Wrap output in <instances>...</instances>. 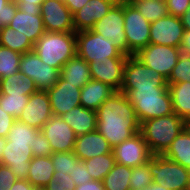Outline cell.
Listing matches in <instances>:
<instances>
[{
    "label": "cell",
    "mask_w": 190,
    "mask_h": 190,
    "mask_svg": "<svg viewBox=\"0 0 190 190\" xmlns=\"http://www.w3.org/2000/svg\"><path fill=\"white\" fill-rule=\"evenodd\" d=\"M97 131L112 148L140 132V122L126 94L115 91L96 111Z\"/></svg>",
    "instance_id": "cell-1"
},
{
    "label": "cell",
    "mask_w": 190,
    "mask_h": 190,
    "mask_svg": "<svg viewBox=\"0 0 190 190\" xmlns=\"http://www.w3.org/2000/svg\"><path fill=\"white\" fill-rule=\"evenodd\" d=\"M135 109L140 124L148 119L174 113L168 87L120 90Z\"/></svg>",
    "instance_id": "cell-2"
},
{
    "label": "cell",
    "mask_w": 190,
    "mask_h": 190,
    "mask_svg": "<svg viewBox=\"0 0 190 190\" xmlns=\"http://www.w3.org/2000/svg\"><path fill=\"white\" fill-rule=\"evenodd\" d=\"M186 122L177 114L148 119L140 124V133L152 155H163L173 140L184 130Z\"/></svg>",
    "instance_id": "cell-3"
},
{
    "label": "cell",
    "mask_w": 190,
    "mask_h": 190,
    "mask_svg": "<svg viewBox=\"0 0 190 190\" xmlns=\"http://www.w3.org/2000/svg\"><path fill=\"white\" fill-rule=\"evenodd\" d=\"M76 49V32H45L33 46V51L45 64L59 71L77 55Z\"/></svg>",
    "instance_id": "cell-4"
},
{
    "label": "cell",
    "mask_w": 190,
    "mask_h": 190,
    "mask_svg": "<svg viewBox=\"0 0 190 190\" xmlns=\"http://www.w3.org/2000/svg\"><path fill=\"white\" fill-rule=\"evenodd\" d=\"M190 170L165 158L163 155H152L150 173L153 183L168 190H187Z\"/></svg>",
    "instance_id": "cell-5"
},
{
    "label": "cell",
    "mask_w": 190,
    "mask_h": 190,
    "mask_svg": "<svg viewBox=\"0 0 190 190\" xmlns=\"http://www.w3.org/2000/svg\"><path fill=\"white\" fill-rule=\"evenodd\" d=\"M76 48L77 56L87 63H91L95 59L102 60L106 57H128L114 46L112 39H107L92 30L76 33Z\"/></svg>",
    "instance_id": "cell-6"
},
{
    "label": "cell",
    "mask_w": 190,
    "mask_h": 190,
    "mask_svg": "<svg viewBox=\"0 0 190 190\" xmlns=\"http://www.w3.org/2000/svg\"><path fill=\"white\" fill-rule=\"evenodd\" d=\"M151 23L132 3L124 1V31L127 40V56L136 54L149 44Z\"/></svg>",
    "instance_id": "cell-7"
},
{
    "label": "cell",
    "mask_w": 190,
    "mask_h": 190,
    "mask_svg": "<svg viewBox=\"0 0 190 190\" xmlns=\"http://www.w3.org/2000/svg\"><path fill=\"white\" fill-rule=\"evenodd\" d=\"M168 87L167 79L143 64L134 55L128 56L123 75L121 90Z\"/></svg>",
    "instance_id": "cell-8"
},
{
    "label": "cell",
    "mask_w": 190,
    "mask_h": 190,
    "mask_svg": "<svg viewBox=\"0 0 190 190\" xmlns=\"http://www.w3.org/2000/svg\"><path fill=\"white\" fill-rule=\"evenodd\" d=\"M180 54V48L149 43L134 54V56L143 64L153 69L155 73L161 74L168 79Z\"/></svg>",
    "instance_id": "cell-9"
},
{
    "label": "cell",
    "mask_w": 190,
    "mask_h": 190,
    "mask_svg": "<svg viewBox=\"0 0 190 190\" xmlns=\"http://www.w3.org/2000/svg\"><path fill=\"white\" fill-rule=\"evenodd\" d=\"M19 70L21 74L33 79L36 88L41 91H47L60 77V71L45 64L33 50L22 54Z\"/></svg>",
    "instance_id": "cell-10"
},
{
    "label": "cell",
    "mask_w": 190,
    "mask_h": 190,
    "mask_svg": "<svg viewBox=\"0 0 190 190\" xmlns=\"http://www.w3.org/2000/svg\"><path fill=\"white\" fill-rule=\"evenodd\" d=\"M107 39H112L114 46L127 56V40L124 31V1L116 3L111 10L91 29Z\"/></svg>",
    "instance_id": "cell-11"
},
{
    "label": "cell",
    "mask_w": 190,
    "mask_h": 190,
    "mask_svg": "<svg viewBox=\"0 0 190 190\" xmlns=\"http://www.w3.org/2000/svg\"><path fill=\"white\" fill-rule=\"evenodd\" d=\"M112 153L116 163L132 168L147 163L152 157L147 142L140 132L114 146Z\"/></svg>",
    "instance_id": "cell-12"
},
{
    "label": "cell",
    "mask_w": 190,
    "mask_h": 190,
    "mask_svg": "<svg viewBox=\"0 0 190 190\" xmlns=\"http://www.w3.org/2000/svg\"><path fill=\"white\" fill-rule=\"evenodd\" d=\"M184 31L181 18L168 14L151 23L149 43L179 48Z\"/></svg>",
    "instance_id": "cell-13"
},
{
    "label": "cell",
    "mask_w": 190,
    "mask_h": 190,
    "mask_svg": "<svg viewBox=\"0 0 190 190\" xmlns=\"http://www.w3.org/2000/svg\"><path fill=\"white\" fill-rule=\"evenodd\" d=\"M128 57H111L93 60L88 63L91 79L109 85L115 91H120L123 84L124 66Z\"/></svg>",
    "instance_id": "cell-14"
},
{
    "label": "cell",
    "mask_w": 190,
    "mask_h": 190,
    "mask_svg": "<svg viewBox=\"0 0 190 190\" xmlns=\"http://www.w3.org/2000/svg\"><path fill=\"white\" fill-rule=\"evenodd\" d=\"M41 16L46 32H75L73 14L61 1L44 0Z\"/></svg>",
    "instance_id": "cell-15"
},
{
    "label": "cell",
    "mask_w": 190,
    "mask_h": 190,
    "mask_svg": "<svg viewBox=\"0 0 190 190\" xmlns=\"http://www.w3.org/2000/svg\"><path fill=\"white\" fill-rule=\"evenodd\" d=\"M41 131L48 140L52 153L73 152L76 135L60 116L52 115Z\"/></svg>",
    "instance_id": "cell-16"
},
{
    "label": "cell",
    "mask_w": 190,
    "mask_h": 190,
    "mask_svg": "<svg viewBox=\"0 0 190 190\" xmlns=\"http://www.w3.org/2000/svg\"><path fill=\"white\" fill-rule=\"evenodd\" d=\"M52 113L61 116L72 108L81 105V88L59 77L56 84L47 90Z\"/></svg>",
    "instance_id": "cell-17"
},
{
    "label": "cell",
    "mask_w": 190,
    "mask_h": 190,
    "mask_svg": "<svg viewBox=\"0 0 190 190\" xmlns=\"http://www.w3.org/2000/svg\"><path fill=\"white\" fill-rule=\"evenodd\" d=\"M52 115L50 98L47 91L38 90L30 95L27 105L23 108L17 120L41 130Z\"/></svg>",
    "instance_id": "cell-18"
},
{
    "label": "cell",
    "mask_w": 190,
    "mask_h": 190,
    "mask_svg": "<svg viewBox=\"0 0 190 190\" xmlns=\"http://www.w3.org/2000/svg\"><path fill=\"white\" fill-rule=\"evenodd\" d=\"M32 158L29 142L6 141L1 164L8 166L18 179H27Z\"/></svg>",
    "instance_id": "cell-19"
},
{
    "label": "cell",
    "mask_w": 190,
    "mask_h": 190,
    "mask_svg": "<svg viewBox=\"0 0 190 190\" xmlns=\"http://www.w3.org/2000/svg\"><path fill=\"white\" fill-rule=\"evenodd\" d=\"M116 4L111 0H90L73 14L75 32L91 30Z\"/></svg>",
    "instance_id": "cell-20"
},
{
    "label": "cell",
    "mask_w": 190,
    "mask_h": 190,
    "mask_svg": "<svg viewBox=\"0 0 190 190\" xmlns=\"http://www.w3.org/2000/svg\"><path fill=\"white\" fill-rule=\"evenodd\" d=\"M111 152L112 146L97 130L76 136L73 153L79 160L85 161Z\"/></svg>",
    "instance_id": "cell-21"
},
{
    "label": "cell",
    "mask_w": 190,
    "mask_h": 190,
    "mask_svg": "<svg viewBox=\"0 0 190 190\" xmlns=\"http://www.w3.org/2000/svg\"><path fill=\"white\" fill-rule=\"evenodd\" d=\"M9 26L27 36L35 44L46 32L41 12L17 10Z\"/></svg>",
    "instance_id": "cell-22"
},
{
    "label": "cell",
    "mask_w": 190,
    "mask_h": 190,
    "mask_svg": "<svg viewBox=\"0 0 190 190\" xmlns=\"http://www.w3.org/2000/svg\"><path fill=\"white\" fill-rule=\"evenodd\" d=\"M60 117L74 130L76 136L97 130V113L82 105L72 108Z\"/></svg>",
    "instance_id": "cell-23"
},
{
    "label": "cell",
    "mask_w": 190,
    "mask_h": 190,
    "mask_svg": "<svg viewBox=\"0 0 190 190\" xmlns=\"http://www.w3.org/2000/svg\"><path fill=\"white\" fill-rule=\"evenodd\" d=\"M115 92L109 85L91 79L82 88L80 103L84 108L97 111L100 105Z\"/></svg>",
    "instance_id": "cell-24"
},
{
    "label": "cell",
    "mask_w": 190,
    "mask_h": 190,
    "mask_svg": "<svg viewBox=\"0 0 190 190\" xmlns=\"http://www.w3.org/2000/svg\"><path fill=\"white\" fill-rule=\"evenodd\" d=\"M55 169L51 156L33 157L30 162L27 181L32 186L42 190L51 180L54 179Z\"/></svg>",
    "instance_id": "cell-25"
},
{
    "label": "cell",
    "mask_w": 190,
    "mask_h": 190,
    "mask_svg": "<svg viewBox=\"0 0 190 190\" xmlns=\"http://www.w3.org/2000/svg\"><path fill=\"white\" fill-rule=\"evenodd\" d=\"M60 77L74 86L82 88L91 80L89 64L76 55L62 66Z\"/></svg>",
    "instance_id": "cell-26"
},
{
    "label": "cell",
    "mask_w": 190,
    "mask_h": 190,
    "mask_svg": "<svg viewBox=\"0 0 190 190\" xmlns=\"http://www.w3.org/2000/svg\"><path fill=\"white\" fill-rule=\"evenodd\" d=\"M173 111L186 123L190 121V82L168 85Z\"/></svg>",
    "instance_id": "cell-27"
},
{
    "label": "cell",
    "mask_w": 190,
    "mask_h": 190,
    "mask_svg": "<svg viewBox=\"0 0 190 190\" xmlns=\"http://www.w3.org/2000/svg\"><path fill=\"white\" fill-rule=\"evenodd\" d=\"M163 156L190 170V130L187 127L173 140Z\"/></svg>",
    "instance_id": "cell-28"
},
{
    "label": "cell",
    "mask_w": 190,
    "mask_h": 190,
    "mask_svg": "<svg viewBox=\"0 0 190 190\" xmlns=\"http://www.w3.org/2000/svg\"><path fill=\"white\" fill-rule=\"evenodd\" d=\"M38 89L34 80L27 75L18 73L0 80V93L5 95H31Z\"/></svg>",
    "instance_id": "cell-29"
},
{
    "label": "cell",
    "mask_w": 190,
    "mask_h": 190,
    "mask_svg": "<svg viewBox=\"0 0 190 190\" xmlns=\"http://www.w3.org/2000/svg\"><path fill=\"white\" fill-rule=\"evenodd\" d=\"M0 45L21 54L33 50L34 46L27 36L9 25L0 27Z\"/></svg>",
    "instance_id": "cell-30"
},
{
    "label": "cell",
    "mask_w": 190,
    "mask_h": 190,
    "mask_svg": "<svg viewBox=\"0 0 190 190\" xmlns=\"http://www.w3.org/2000/svg\"><path fill=\"white\" fill-rule=\"evenodd\" d=\"M132 167L116 163L102 180L105 190H130Z\"/></svg>",
    "instance_id": "cell-31"
},
{
    "label": "cell",
    "mask_w": 190,
    "mask_h": 190,
    "mask_svg": "<svg viewBox=\"0 0 190 190\" xmlns=\"http://www.w3.org/2000/svg\"><path fill=\"white\" fill-rule=\"evenodd\" d=\"M92 180L102 181L116 164L113 153L95 156L83 161Z\"/></svg>",
    "instance_id": "cell-32"
},
{
    "label": "cell",
    "mask_w": 190,
    "mask_h": 190,
    "mask_svg": "<svg viewBox=\"0 0 190 190\" xmlns=\"http://www.w3.org/2000/svg\"><path fill=\"white\" fill-rule=\"evenodd\" d=\"M132 4L150 23L168 15L167 3L164 0H140Z\"/></svg>",
    "instance_id": "cell-33"
},
{
    "label": "cell",
    "mask_w": 190,
    "mask_h": 190,
    "mask_svg": "<svg viewBox=\"0 0 190 190\" xmlns=\"http://www.w3.org/2000/svg\"><path fill=\"white\" fill-rule=\"evenodd\" d=\"M22 54L0 45V80L20 73L19 63Z\"/></svg>",
    "instance_id": "cell-34"
},
{
    "label": "cell",
    "mask_w": 190,
    "mask_h": 190,
    "mask_svg": "<svg viewBox=\"0 0 190 190\" xmlns=\"http://www.w3.org/2000/svg\"><path fill=\"white\" fill-rule=\"evenodd\" d=\"M39 131V129L28 126L16 119L6 136V140L11 142H29V145L33 146L34 136Z\"/></svg>",
    "instance_id": "cell-35"
},
{
    "label": "cell",
    "mask_w": 190,
    "mask_h": 190,
    "mask_svg": "<svg viewBox=\"0 0 190 190\" xmlns=\"http://www.w3.org/2000/svg\"><path fill=\"white\" fill-rule=\"evenodd\" d=\"M130 190H147L153 183V177L150 173V160L140 166L132 168V174L129 178Z\"/></svg>",
    "instance_id": "cell-36"
},
{
    "label": "cell",
    "mask_w": 190,
    "mask_h": 190,
    "mask_svg": "<svg viewBox=\"0 0 190 190\" xmlns=\"http://www.w3.org/2000/svg\"><path fill=\"white\" fill-rule=\"evenodd\" d=\"M29 95H5L0 93V107L14 118H18L29 101Z\"/></svg>",
    "instance_id": "cell-37"
},
{
    "label": "cell",
    "mask_w": 190,
    "mask_h": 190,
    "mask_svg": "<svg viewBox=\"0 0 190 190\" xmlns=\"http://www.w3.org/2000/svg\"><path fill=\"white\" fill-rule=\"evenodd\" d=\"M188 81L190 82V57L180 54L176 65L167 79V85Z\"/></svg>",
    "instance_id": "cell-38"
},
{
    "label": "cell",
    "mask_w": 190,
    "mask_h": 190,
    "mask_svg": "<svg viewBox=\"0 0 190 190\" xmlns=\"http://www.w3.org/2000/svg\"><path fill=\"white\" fill-rule=\"evenodd\" d=\"M50 156L55 172L58 174H69L73 170L74 163L78 160L73 152L52 153Z\"/></svg>",
    "instance_id": "cell-39"
},
{
    "label": "cell",
    "mask_w": 190,
    "mask_h": 190,
    "mask_svg": "<svg viewBox=\"0 0 190 190\" xmlns=\"http://www.w3.org/2000/svg\"><path fill=\"white\" fill-rule=\"evenodd\" d=\"M76 184L69 174L54 172L51 180L42 190H75Z\"/></svg>",
    "instance_id": "cell-40"
},
{
    "label": "cell",
    "mask_w": 190,
    "mask_h": 190,
    "mask_svg": "<svg viewBox=\"0 0 190 190\" xmlns=\"http://www.w3.org/2000/svg\"><path fill=\"white\" fill-rule=\"evenodd\" d=\"M30 148L33 157L50 156L52 154L50 144L41 130L34 136L33 146H30Z\"/></svg>",
    "instance_id": "cell-41"
},
{
    "label": "cell",
    "mask_w": 190,
    "mask_h": 190,
    "mask_svg": "<svg viewBox=\"0 0 190 190\" xmlns=\"http://www.w3.org/2000/svg\"><path fill=\"white\" fill-rule=\"evenodd\" d=\"M69 175L74 180L76 186L92 180V177L87 172L85 163L79 159L74 163L73 170L70 171Z\"/></svg>",
    "instance_id": "cell-42"
},
{
    "label": "cell",
    "mask_w": 190,
    "mask_h": 190,
    "mask_svg": "<svg viewBox=\"0 0 190 190\" xmlns=\"http://www.w3.org/2000/svg\"><path fill=\"white\" fill-rule=\"evenodd\" d=\"M168 14L181 18L190 7V0H166Z\"/></svg>",
    "instance_id": "cell-43"
},
{
    "label": "cell",
    "mask_w": 190,
    "mask_h": 190,
    "mask_svg": "<svg viewBox=\"0 0 190 190\" xmlns=\"http://www.w3.org/2000/svg\"><path fill=\"white\" fill-rule=\"evenodd\" d=\"M17 179L8 166L0 164V190H10Z\"/></svg>",
    "instance_id": "cell-44"
},
{
    "label": "cell",
    "mask_w": 190,
    "mask_h": 190,
    "mask_svg": "<svg viewBox=\"0 0 190 190\" xmlns=\"http://www.w3.org/2000/svg\"><path fill=\"white\" fill-rule=\"evenodd\" d=\"M18 10V6L15 0H10L4 5V11L2 12V18H0V27L8 26Z\"/></svg>",
    "instance_id": "cell-45"
},
{
    "label": "cell",
    "mask_w": 190,
    "mask_h": 190,
    "mask_svg": "<svg viewBox=\"0 0 190 190\" xmlns=\"http://www.w3.org/2000/svg\"><path fill=\"white\" fill-rule=\"evenodd\" d=\"M15 120H16V118H14L12 115L6 113L0 107V137L6 138L7 134L10 131V128L13 126V123Z\"/></svg>",
    "instance_id": "cell-46"
},
{
    "label": "cell",
    "mask_w": 190,
    "mask_h": 190,
    "mask_svg": "<svg viewBox=\"0 0 190 190\" xmlns=\"http://www.w3.org/2000/svg\"><path fill=\"white\" fill-rule=\"evenodd\" d=\"M20 11L41 12V3L44 0H15Z\"/></svg>",
    "instance_id": "cell-47"
},
{
    "label": "cell",
    "mask_w": 190,
    "mask_h": 190,
    "mask_svg": "<svg viewBox=\"0 0 190 190\" xmlns=\"http://www.w3.org/2000/svg\"><path fill=\"white\" fill-rule=\"evenodd\" d=\"M75 190H105L102 181L91 180L82 185L76 186Z\"/></svg>",
    "instance_id": "cell-48"
},
{
    "label": "cell",
    "mask_w": 190,
    "mask_h": 190,
    "mask_svg": "<svg viewBox=\"0 0 190 190\" xmlns=\"http://www.w3.org/2000/svg\"><path fill=\"white\" fill-rule=\"evenodd\" d=\"M181 54L190 57V31L185 30L184 35L182 37V42L180 45Z\"/></svg>",
    "instance_id": "cell-49"
},
{
    "label": "cell",
    "mask_w": 190,
    "mask_h": 190,
    "mask_svg": "<svg viewBox=\"0 0 190 190\" xmlns=\"http://www.w3.org/2000/svg\"><path fill=\"white\" fill-rule=\"evenodd\" d=\"M10 190H39L38 188L32 186L30 182L26 179H17V181L12 184Z\"/></svg>",
    "instance_id": "cell-50"
},
{
    "label": "cell",
    "mask_w": 190,
    "mask_h": 190,
    "mask_svg": "<svg viewBox=\"0 0 190 190\" xmlns=\"http://www.w3.org/2000/svg\"><path fill=\"white\" fill-rule=\"evenodd\" d=\"M90 0H65L64 4L68 7L70 12L74 14L81 9Z\"/></svg>",
    "instance_id": "cell-51"
},
{
    "label": "cell",
    "mask_w": 190,
    "mask_h": 190,
    "mask_svg": "<svg viewBox=\"0 0 190 190\" xmlns=\"http://www.w3.org/2000/svg\"><path fill=\"white\" fill-rule=\"evenodd\" d=\"M184 30L190 31V7L186 10L184 15L181 17Z\"/></svg>",
    "instance_id": "cell-52"
},
{
    "label": "cell",
    "mask_w": 190,
    "mask_h": 190,
    "mask_svg": "<svg viewBox=\"0 0 190 190\" xmlns=\"http://www.w3.org/2000/svg\"><path fill=\"white\" fill-rule=\"evenodd\" d=\"M6 141H7L6 138L0 137V164L3 157V150L5 148Z\"/></svg>",
    "instance_id": "cell-53"
},
{
    "label": "cell",
    "mask_w": 190,
    "mask_h": 190,
    "mask_svg": "<svg viewBox=\"0 0 190 190\" xmlns=\"http://www.w3.org/2000/svg\"><path fill=\"white\" fill-rule=\"evenodd\" d=\"M147 190H168L166 189L165 187L159 185V184H156V183H152Z\"/></svg>",
    "instance_id": "cell-54"
},
{
    "label": "cell",
    "mask_w": 190,
    "mask_h": 190,
    "mask_svg": "<svg viewBox=\"0 0 190 190\" xmlns=\"http://www.w3.org/2000/svg\"><path fill=\"white\" fill-rule=\"evenodd\" d=\"M10 0H0V18H2V12L4 11V5H6Z\"/></svg>",
    "instance_id": "cell-55"
},
{
    "label": "cell",
    "mask_w": 190,
    "mask_h": 190,
    "mask_svg": "<svg viewBox=\"0 0 190 190\" xmlns=\"http://www.w3.org/2000/svg\"><path fill=\"white\" fill-rule=\"evenodd\" d=\"M187 190H190V172H189V179H188Z\"/></svg>",
    "instance_id": "cell-56"
},
{
    "label": "cell",
    "mask_w": 190,
    "mask_h": 190,
    "mask_svg": "<svg viewBox=\"0 0 190 190\" xmlns=\"http://www.w3.org/2000/svg\"><path fill=\"white\" fill-rule=\"evenodd\" d=\"M127 3H132V2H136V1H140V0H124Z\"/></svg>",
    "instance_id": "cell-57"
},
{
    "label": "cell",
    "mask_w": 190,
    "mask_h": 190,
    "mask_svg": "<svg viewBox=\"0 0 190 190\" xmlns=\"http://www.w3.org/2000/svg\"><path fill=\"white\" fill-rule=\"evenodd\" d=\"M111 1L116 2V3H121V2H123L124 0H111Z\"/></svg>",
    "instance_id": "cell-58"
},
{
    "label": "cell",
    "mask_w": 190,
    "mask_h": 190,
    "mask_svg": "<svg viewBox=\"0 0 190 190\" xmlns=\"http://www.w3.org/2000/svg\"><path fill=\"white\" fill-rule=\"evenodd\" d=\"M186 127L190 130V121L187 122Z\"/></svg>",
    "instance_id": "cell-59"
}]
</instances>
